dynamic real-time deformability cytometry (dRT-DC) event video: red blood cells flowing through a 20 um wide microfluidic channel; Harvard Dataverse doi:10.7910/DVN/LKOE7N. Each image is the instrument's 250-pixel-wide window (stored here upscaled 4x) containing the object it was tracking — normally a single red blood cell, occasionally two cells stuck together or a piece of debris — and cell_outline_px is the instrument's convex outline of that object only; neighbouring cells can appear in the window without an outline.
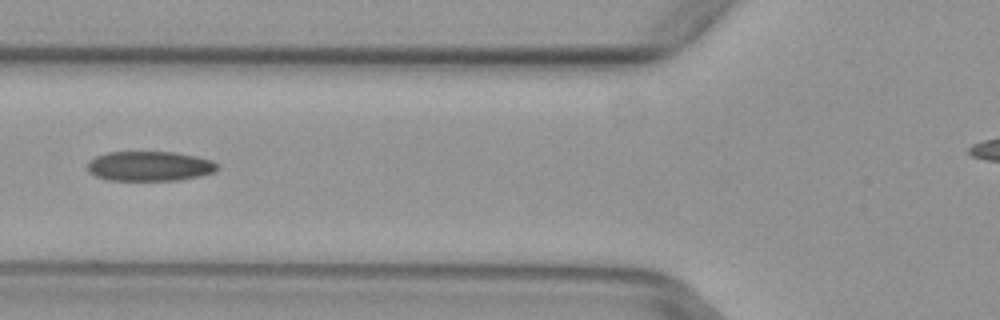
{"species": "common noctule bat (a hibernating species)", "species_latin": "Nyctalus noctula", "temperature_condition": "warm", "stored_images_in_passage": 4, "camera_frame_rate_fps": 3000, "um_per_image_px": 0.085, "animal": {"sex": "female", "body_mass_g": 29.2, "forearm_length_mm": 56.3}, "frame": {"image": 1, "passage_image": 3, "time_ms": 0.667, "image_size_px": [1000, 320], "cell_outline_px": [[216, 168], [212, 172], [200, 176], [176, 180], [108, 180], [96, 176], [88, 172], [88, 160], [96, 156], [108, 152], [176, 152], [196, 156], [212, 160], [216, 164]], "centroid_in_image_um": [12.67, 14.11], "position_along_channel_um": 113.1, "area_um2": 22.43}}